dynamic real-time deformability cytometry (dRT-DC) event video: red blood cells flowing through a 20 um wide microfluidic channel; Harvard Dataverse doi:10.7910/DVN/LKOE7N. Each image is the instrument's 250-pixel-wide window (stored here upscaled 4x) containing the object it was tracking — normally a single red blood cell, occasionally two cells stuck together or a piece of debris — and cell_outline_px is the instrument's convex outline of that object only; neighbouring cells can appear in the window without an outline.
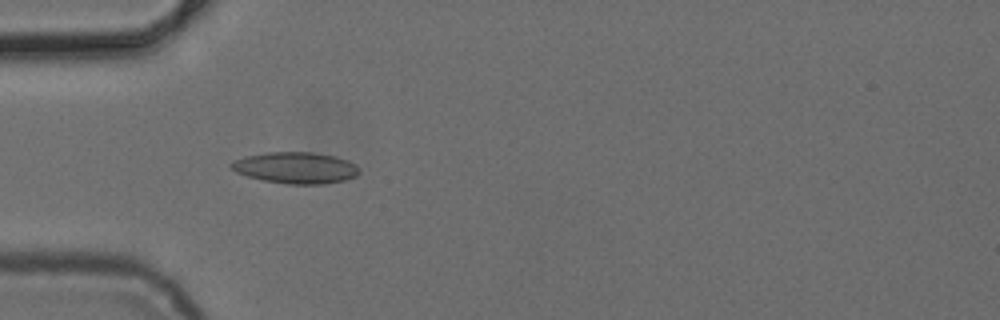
{"species": "common noctule bat (a hibernating species)", "species_latin": "Nyctalus noctula", "temperature_condition": "cold", "stored_images_in_passage": 5, "camera_frame_rate_fps": 3000, "um_per_image_px": 0.085, "animal": {"sex": "female", "body_mass_g": 24.6, "forearm_length_mm": 56.2}, "frame": {"image": 1, "passage_image": 2, "time_ms": 1.0, "image_size_px": [1000, 320], "cell_outline_px": [[360, 172], [356, 176], [344, 180], [324, 184], [288, 184], [264, 180], [248, 176], [236, 172], [228, 164], [244, 156], [268, 152], [312, 152], [336, 156], [348, 160], [356, 164], [360, 168]], "centroid_in_image_um": [25.17, 14.25], "position_along_channel_um": 59.8, "area_um2": 23.47}}
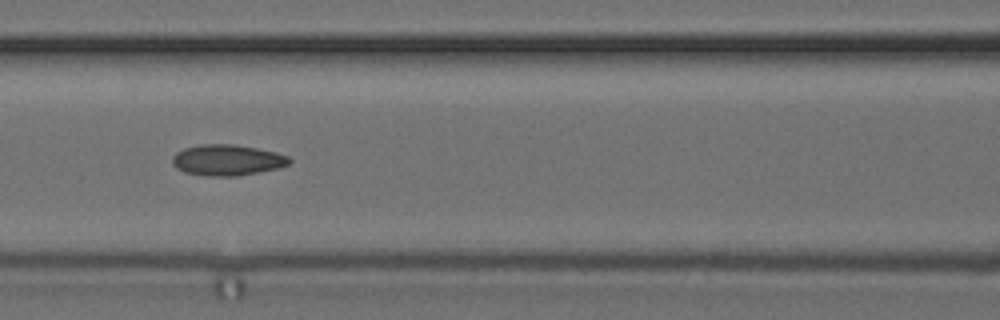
{"frame": {"image": 2, "passage_image": 4, "time_ms": 3.333, "image_size_px": [1000, 320], "cell_outline_px": [[292, 160], [288, 164], [280, 168], [236, 176], [204, 176], [184, 172], [176, 168], [172, 164], [172, 156], [176, 152], [184, 148], [200, 144], [232, 144], [256, 148], [276, 152], [288, 156]], "centroid_in_image_um": [19.29, 13.61], "position_along_channel_um": 147.3, "area_um2": 21.21}}
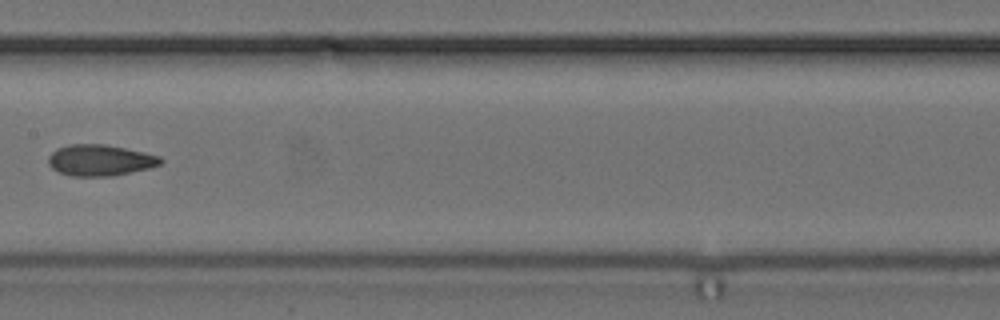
{"frame": {"image": 3, "passage_image": 5, "time_ms": 4.667, "image_size_px": [1000, 320], "cell_outline_px": [[164, 160], [160, 164], [148, 168], [112, 176], [72, 176], [60, 172], [52, 168], [48, 164], [48, 156], [56, 148], [68, 144], [104, 144], [144, 152], [160, 156]], "centroid_in_image_um": [8.48, 13.61], "position_along_channel_um": 198.9, "area_um2": 20.35}}